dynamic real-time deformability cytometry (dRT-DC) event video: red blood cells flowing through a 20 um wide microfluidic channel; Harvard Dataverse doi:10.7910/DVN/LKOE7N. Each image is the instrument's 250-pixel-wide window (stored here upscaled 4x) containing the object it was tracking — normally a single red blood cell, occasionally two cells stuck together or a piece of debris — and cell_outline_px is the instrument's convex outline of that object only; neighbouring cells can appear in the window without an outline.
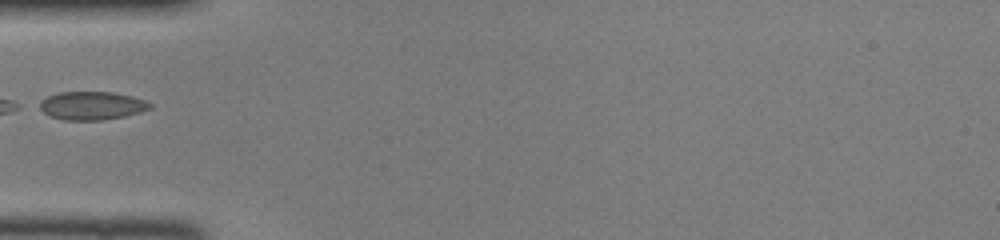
{"species": "common noctule bat (a hibernating species)", "species_latin": "Nyctalus noctula", "temperature_condition": "room temperature", "stored_images_in_passage": 30, "camera_frame_rate_fps": 3000, "um_per_image_px": 0.085, "animal": {"sex": "female", "body_mass_g": 22.0, "forearm_length_mm": 56.7}, "frame": {"image": 1, "passage_image": 1, "time_ms": 0.0, "image_size_px": [1000, 240], "cell_outline_px": [[152, 108], [140, 112], [124, 116], [100, 120], [64, 120], [52, 116], [36, 108], [32, 104], [48, 96], [60, 92], [112, 92], [132, 96], [144, 100], [152, 104]], "centroid_in_image_um": [7.73, 8.97], "position_along_channel_um": 77.3, "area_um2": 18.38}}
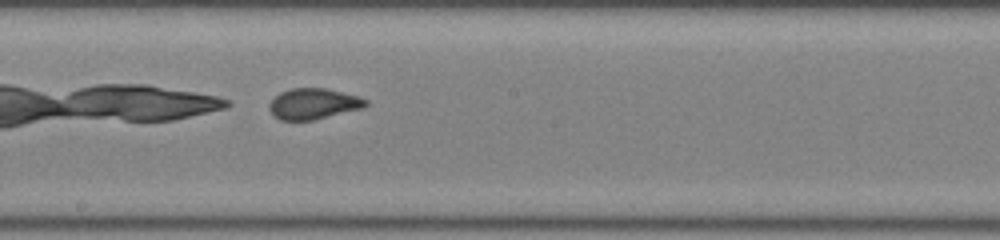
{"frame": {"image": 2, "passage_image": 11, "time_ms": 3.333, "image_size_px": [1000, 240], "cell_outline_px": [[368, 104], [360, 108], [312, 120], [280, 120], [268, 108], [268, 104], [280, 92], [292, 88], [328, 88], [356, 96], [368, 100]], "centroid_in_image_um": [26.61, 8.81], "position_along_channel_um": 221.6, "area_um2": 16.99}}
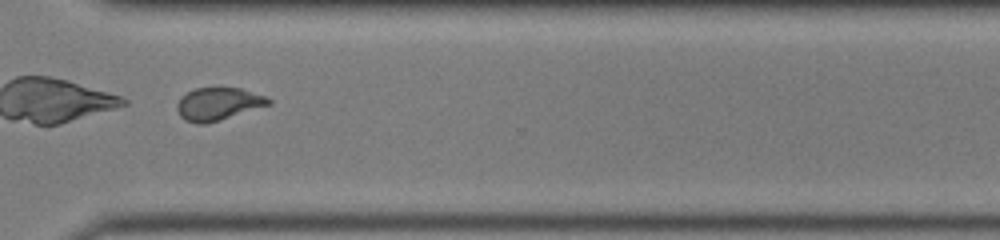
{"frame": {"image": 3, "passage_image": 20, "time_ms": 6.333, "image_size_px": [1000, 240], "cell_outline_px": [[272, 104], [220, 120], [204, 124], [196, 124], [184, 120], [180, 116], [176, 108], [176, 104], [188, 92], [196, 88], [240, 88], [268, 96], [272, 100]], "centroid_in_image_um": [18.58, 8.84], "position_along_channel_um": 352.0, "area_um2": 17.46}}